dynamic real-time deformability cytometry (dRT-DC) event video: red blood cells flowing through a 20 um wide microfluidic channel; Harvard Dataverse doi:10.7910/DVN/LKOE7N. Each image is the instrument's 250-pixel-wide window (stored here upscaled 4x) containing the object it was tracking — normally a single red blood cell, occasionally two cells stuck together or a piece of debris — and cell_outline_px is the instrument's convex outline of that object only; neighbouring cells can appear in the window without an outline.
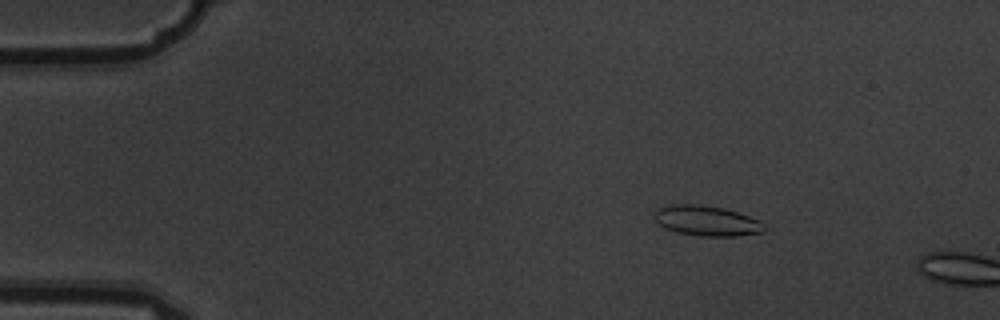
{"species": "common noctule bat (a hibernating species)", "species_latin": "Nyctalus noctula", "temperature_condition": "warm", "stored_images_in_passage": 3, "camera_frame_rate_fps": 3000, "um_per_image_px": 0.085, "animal": {"sex": "male", "body_mass_g": 19.5, "forearm_length_mm": 54.6}, "frame": {"image": 1, "passage_image": 1, "time_ms": 0.0, "image_size_px": [1000, 320], "cell_outline_px": [[764, 232], [736, 236], [700, 236], [676, 232], [664, 228], [652, 216], [660, 208], [672, 204], [696, 204], [724, 208], [760, 220], [764, 224]], "centroid_in_image_um": [60.07, 18.77], "position_along_channel_um": 24.9, "area_um2": 19.25}}